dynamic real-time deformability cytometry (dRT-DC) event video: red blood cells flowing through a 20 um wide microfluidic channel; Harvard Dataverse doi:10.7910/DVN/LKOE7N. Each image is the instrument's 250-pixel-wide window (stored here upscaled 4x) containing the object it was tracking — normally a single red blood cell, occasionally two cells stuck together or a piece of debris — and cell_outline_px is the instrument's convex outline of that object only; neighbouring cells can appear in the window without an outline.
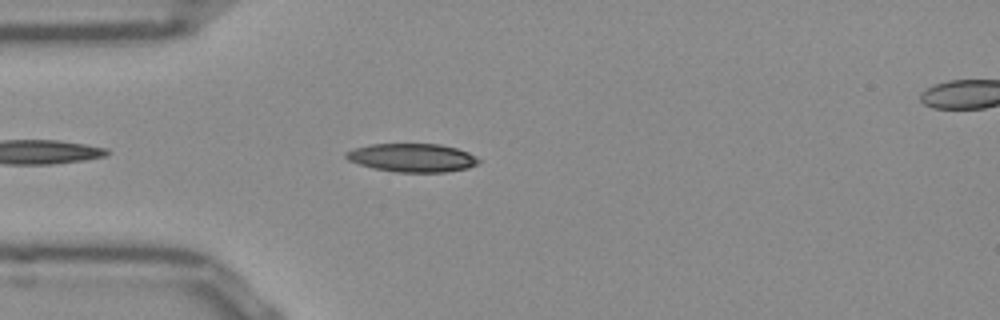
{"species": "Egyptian fruit bat (a non-hibernating species)", "species_latin": "Rousettus aegyptiacus", "temperature_condition": "room temperature", "stored_images_in_passage": 18, "camera_frame_rate_fps": 3000, "um_per_image_px": 0.085, "frame": {"image": 1, "passage_image": 4, "time_ms": 1.0, "image_size_px": [1000, 320], "cell_outline_px": [[480, 160], [476, 164], [468, 168], [444, 172], [396, 172], [372, 168], [348, 160], [344, 156], [344, 152], [352, 148], [372, 144], [440, 144], [456, 148], [468, 152]], "centroid_in_image_um": [34.99, 13.4], "position_along_channel_um": 50.0, "area_um2": 21.96}}
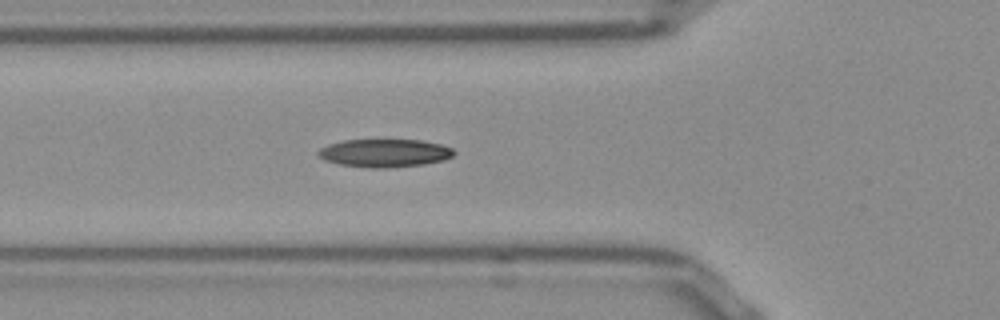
{"frame": {"image": 2, "passage_image": 8, "time_ms": 2.333, "image_size_px": [1000, 320], "cell_outline_px": [[456, 152], [452, 156], [444, 160], [424, 164], [384, 168], [372, 168], [340, 164], [324, 160], [316, 152], [320, 148], [328, 144], [344, 140], [420, 140], [440, 144], [452, 148]], "centroid_in_image_um": [32.69, 13.0], "position_along_channel_um": 93.1, "area_um2": 22.08}}
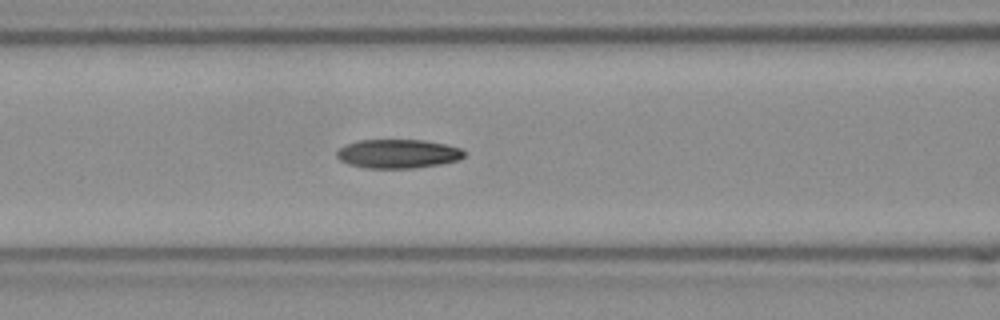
{"frame": {"image": 3, "passage_image": 11, "time_ms": 3.333, "image_size_px": [1000, 320], "cell_outline_px": [[464, 156], [456, 160], [440, 164], [412, 168], [368, 168], [348, 164], [340, 160], [336, 156], [336, 152], [340, 148], [356, 140], [424, 140], [444, 144], [460, 148], [464, 152]], "centroid_in_image_um": [33.79, 13.07], "position_along_channel_um": 132.8, "area_um2": 21.27}}